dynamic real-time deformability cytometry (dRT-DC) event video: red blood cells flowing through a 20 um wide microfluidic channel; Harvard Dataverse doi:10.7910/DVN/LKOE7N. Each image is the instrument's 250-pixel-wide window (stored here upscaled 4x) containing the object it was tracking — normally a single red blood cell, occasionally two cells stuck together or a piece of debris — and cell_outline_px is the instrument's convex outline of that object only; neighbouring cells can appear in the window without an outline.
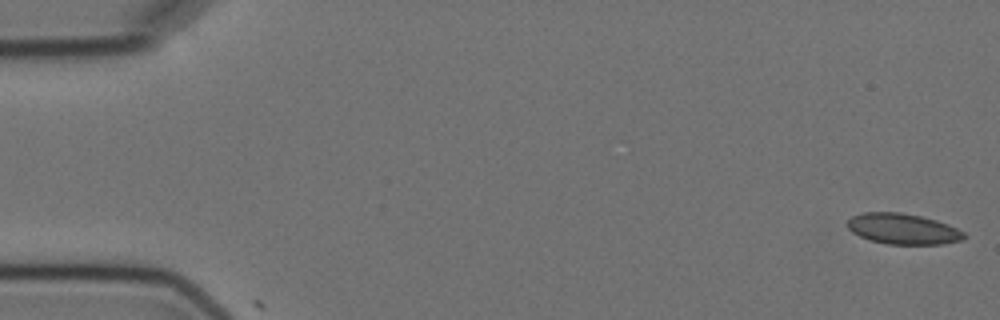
{"species": "Egyptian fruit bat (a non-hibernating species)", "species_latin": "Rousettus aegyptiacus", "temperature_condition": "cold", "stored_images_in_passage": 2, "camera_frame_rate_fps": 3000, "um_per_image_px": 0.085, "animal": {"sex": "female"}, "frame": {"image": 1, "passage_image": 1, "time_ms": 0.0, "image_size_px": [1000, 320], "cell_outline_px": [[968, 236], [964, 240], [944, 244], [888, 244], [868, 240], [852, 232], [848, 228], [848, 220], [852, 216], [864, 212], [900, 212], [920, 216], [936, 220], [948, 224], [964, 232]], "centroid_in_image_um": [76.78, 19.46], "position_along_channel_um": 8.2, "area_um2": 20.98}}